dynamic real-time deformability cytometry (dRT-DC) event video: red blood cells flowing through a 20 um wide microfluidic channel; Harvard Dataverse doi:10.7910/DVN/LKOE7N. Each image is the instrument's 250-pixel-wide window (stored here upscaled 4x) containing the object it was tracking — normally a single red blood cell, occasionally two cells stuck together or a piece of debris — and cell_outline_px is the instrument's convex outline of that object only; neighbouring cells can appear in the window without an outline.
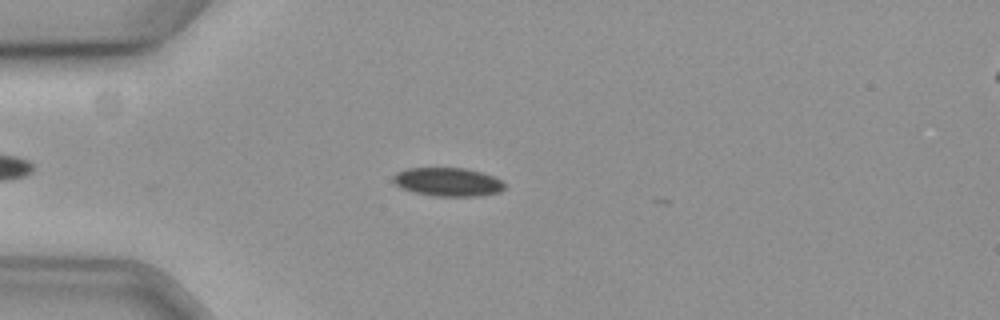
{"species": "common noctule bat (a hibernating species)", "species_latin": "Nyctalus noctula", "temperature_condition": "cold", "stored_images_in_passage": 48, "camera_frame_rate_fps": 3000, "um_per_image_px": 0.085, "animal": {"sex": "female", "body_mass_g": 19.3, "forearm_length_mm": 54.1}, "frame": {"image": 1, "passage_image": 12, "time_ms": 3.667, "image_size_px": [1000, 320], "cell_outline_px": [[504, 188], [500, 192], [476, 196], [436, 196], [416, 192], [404, 188], [396, 184], [392, 180], [392, 176], [396, 172], [408, 168], [464, 168], [484, 172], [500, 180], [504, 184]], "centroid_in_image_um": [38.07, 15.45], "position_along_channel_um": 46.9, "area_um2": 18.38}}
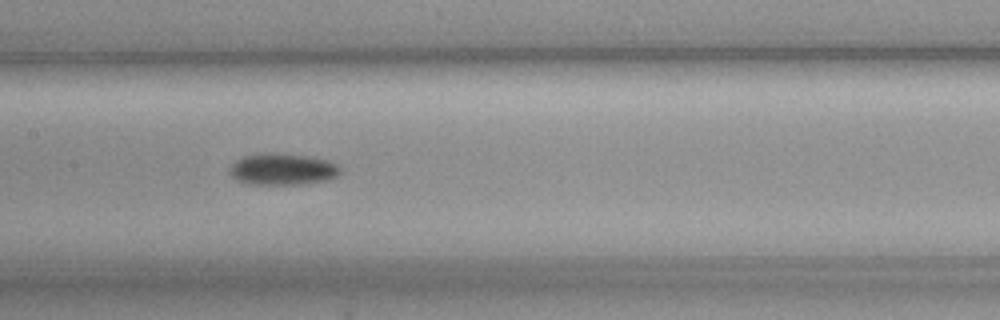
{"frame": {"image": 2, "passage_image": 25, "time_ms": 8.0, "image_size_px": [1000, 320], "cell_outline_px": [[340, 172], [336, 176], [328, 180], [300, 184], [248, 184], [236, 180], [232, 176], [232, 164], [236, 160], [244, 156], [260, 152], [276, 152], [312, 156], [328, 160], [336, 164], [340, 168]], "centroid_in_image_um": [24.03, 14.36], "position_along_channel_um": 183.4, "area_um2": 20.52}}
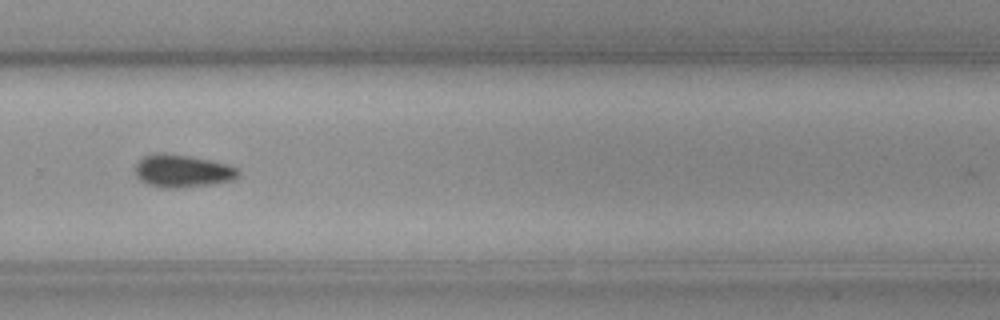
{"frame": {"image": 3, "passage_image": 36, "time_ms": 11.667, "image_size_px": [1000, 320], "cell_outline_px": [[240, 176], [232, 180], [212, 184], [176, 188], [164, 188], [148, 184], [140, 180], [136, 176], [136, 164], [144, 156], [156, 152], [164, 152], [188, 156], [228, 164], [236, 168], [240, 172]], "centroid_in_image_um": [15.5, 14.53], "position_along_channel_um": 314.3, "area_um2": 19.59}, "authors_computed_cell_mechanics": {"area_um2": 18.8717, "velocity_mm_per_s": 3.5838, "shape_relaxation_time_tau1_ms": 2.3587, "shape_relaxation_time_tau2_ms": null, "deformation_change_tau1": 0.0481, "deformation_change_tau2": null}}